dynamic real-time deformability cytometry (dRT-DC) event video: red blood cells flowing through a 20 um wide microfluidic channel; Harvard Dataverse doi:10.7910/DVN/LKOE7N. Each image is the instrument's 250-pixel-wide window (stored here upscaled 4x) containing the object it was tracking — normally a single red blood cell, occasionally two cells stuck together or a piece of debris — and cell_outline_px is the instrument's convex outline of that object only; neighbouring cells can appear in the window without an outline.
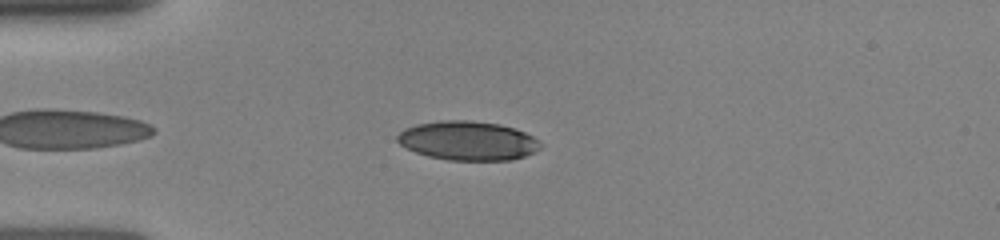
{"species": "human", "species_latin": "Homo sapiens", "temperature_condition": "room temperature", "stored_images_in_passage": 6, "camera_frame_rate_fps": 3000, "um_per_image_px": 0.085, "donor": {"sex": "female"}, "frame": {"image": 1, "passage_image": 4, "time_ms": 1.333, "image_size_px": [1000, 240], "cell_outline_px": [[544, 144], [536, 152], [512, 160], [448, 160], [428, 156], [416, 152], [400, 144], [396, 140], [396, 136], [404, 128], [416, 124], [444, 120], [468, 120], [500, 124], [524, 132], [540, 140]], "centroid_in_image_um": [39.79, 11.96], "position_along_channel_um": 45.2, "area_um2": 32.71}}